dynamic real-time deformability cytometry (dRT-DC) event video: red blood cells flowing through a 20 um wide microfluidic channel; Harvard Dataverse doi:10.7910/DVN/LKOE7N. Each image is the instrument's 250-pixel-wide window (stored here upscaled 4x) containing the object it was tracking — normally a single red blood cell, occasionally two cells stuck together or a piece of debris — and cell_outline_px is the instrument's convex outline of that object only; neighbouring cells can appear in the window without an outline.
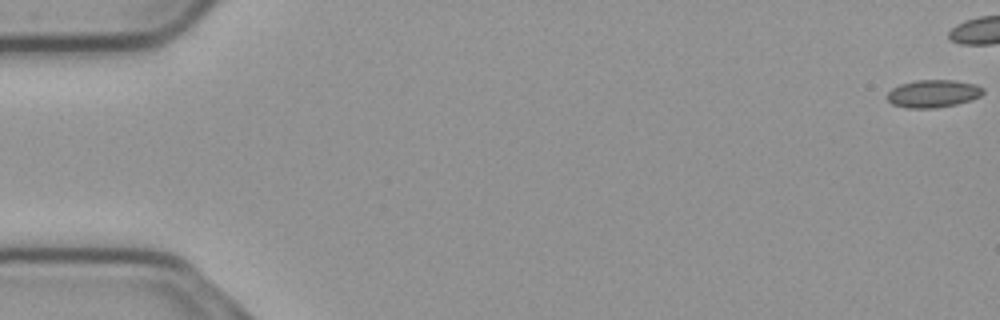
{"species": "common noctule bat (a hibernating species)", "species_latin": "Nyctalus noctula", "temperature_condition": "cold", "stored_images_in_passage": 44, "camera_frame_rate_fps": 3000, "um_per_image_px": 0.085, "animal": {"sex": "male", "body_mass_g": 23.1, "forearm_length_mm": 52.7}, "frame": {"image": 1, "passage_image": 1, "time_ms": 0.0, "image_size_px": [1000, 320], "cell_outline_px": [[984, 92], [980, 96], [972, 100], [956, 104], [936, 108], [908, 108], [892, 104], [888, 100], [888, 92], [892, 88], [900, 84], [916, 80], [956, 80], [976, 84], [984, 88]], "centroid_in_image_um": [79.34, 7.95], "position_along_channel_um": 5.7, "area_um2": 15.55}}
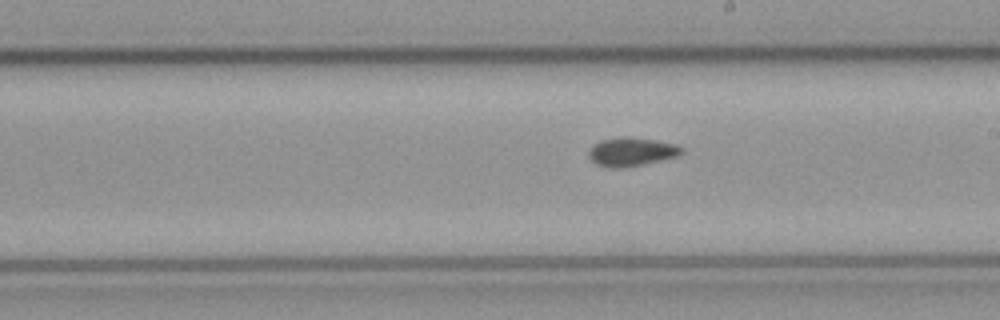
{"frame": {"image": 2, "passage_image": 32, "time_ms": 10.333, "image_size_px": [1000, 320], "cell_outline_px": [[684, 152], [680, 156], [624, 168], [608, 168], [596, 164], [588, 156], [588, 152], [592, 144], [600, 140], [620, 136], [624, 136], [656, 140], [676, 144], [684, 148]], "centroid_in_image_um": [53.68, 12.9], "position_along_channel_um": 235.3, "area_um2": 15.84}}
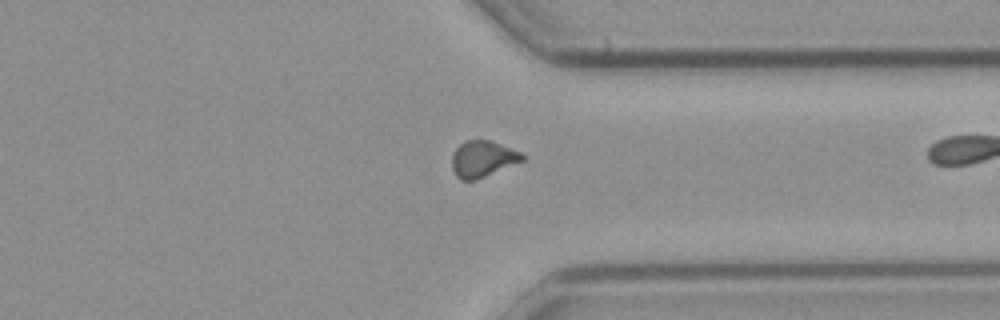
{"frame": {"image": 3, "passage_image": 43, "time_ms": 14.0, "image_size_px": [1000, 320], "cell_outline_px": [[524, 160], [476, 180], [460, 180], [456, 176], [452, 168], [452, 152], [464, 140], [492, 140], [520, 152], [524, 156]], "centroid_in_image_um": [41.0, 13.5], "position_along_channel_um": 370.4, "area_um2": 14.91}}